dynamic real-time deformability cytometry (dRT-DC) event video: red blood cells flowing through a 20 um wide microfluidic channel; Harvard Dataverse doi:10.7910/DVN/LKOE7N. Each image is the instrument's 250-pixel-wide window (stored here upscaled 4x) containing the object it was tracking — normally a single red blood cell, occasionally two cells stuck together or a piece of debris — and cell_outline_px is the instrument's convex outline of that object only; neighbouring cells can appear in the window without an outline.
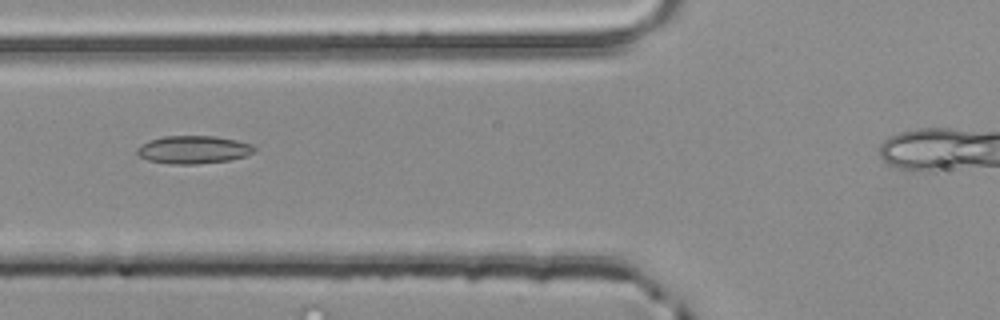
{"species": "common noctule bat (a hibernating species)", "species_latin": "Nyctalus noctula", "temperature_condition": "room temperature", "stored_images_in_passage": 6, "camera_frame_rate_fps": 3000, "um_per_image_px": 0.085, "animal": {"sex": "male", "body_mass_g": 20.4}, "frame": {"image": 1, "passage_image": 5, "time_ms": 1.333, "image_size_px": [1000, 320], "cell_outline_px": [[256, 152], [232, 160], [196, 164], [172, 164], [148, 160], [140, 156], [136, 152], [136, 148], [140, 144], [148, 140], [164, 136], [216, 136], [236, 140], [252, 144], [256, 148]], "centroid_in_image_um": [16.45, 12.72], "position_along_channel_um": 109.4, "area_um2": 19.25}}